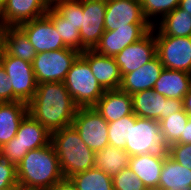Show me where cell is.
Wrapping results in <instances>:
<instances>
[{"label":"cell","mask_w":191,"mask_h":190,"mask_svg":"<svg viewBox=\"0 0 191 190\" xmlns=\"http://www.w3.org/2000/svg\"><path fill=\"white\" fill-rule=\"evenodd\" d=\"M78 107L63 82H43L28 103V113L50 133L72 125Z\"/></svg>","instance_id":"cell-1"},{"label":"cell","mask_w":191,"mask_h":190,"mask_svg":"<svg viewBox=\"0 0 191 190\" xmlns=\"http://www.w3.org/2000/svg\"><path fill=\"white\" fill-rule=\"evenodd\" d=\"M16 169L18 184L34 190H49L64 178L51 142L30 150Z\"/></svg>","instance_id":"cell-2"},{"label":"cell","mask_w":191,"mask_h":190,"mask_svg":"<svg viewBox=\"0 0 191 190\" xmlns=\"http://www.w3.org/2000/svg\"><path fill=\"white\" fill-rule=\"evenodd\" d=\"M64 178L94 167V154L71 125L51 133Z\"/></svg>","instance_id":"cell-3"},{"label":"cell","mask_w":191,"mask_h":190,"mask_svg":"<svg viewBox=\"0 0 191 190\" xmlns=\"http://www.w3.org/2000/svg\"><path fill=\"white\" fill-rule=\"evenodd\" d=\"M63 83L78 108L94 107L105 91L81 55L73 62Z\"/></svg>","instance_id":"cell-4"},{"label":"cell","mask_w":191,"mask_h":190,"mask_svg":"<svg viewBox=\"0 0 191 190\" xmlns=\"http://www.w3.org/2000/svg\"><path fill=\"white\" fill-rule=\"evenodd\" d=\"M169 145L160 129V123L154 119L137 117L130 123L129 139L125 151L130 156L156 153L168 154Z\"/></svg>","instance_id":"cell-5"},{"label":"cell","mask_w":191,"mask_h":190,"mask_svg":"<svg viewBox=\"0 0 191 190\" xmlns=\"http://www.w3.org/2000/svg\"><path fill=\"white\" fill-rule=\"evenodd\" d=\"M80 53L78 50L69 47L37 53V56L32 61L37 84L63 82Z\"/></svg>","instance_id":"cell-6"},{"label":"cell","mask_w":191,"mask_h":190,"mask_svg":"<svg viewBox=\"0 0 191 190\" xmlns=\"http://www.w3.org/2000/svg\"><path fill=\"white\" fill-rule=\"evenodd\" d=\"M156 54L163 67L191 74V37L162 35L157 31Z\"/></svg>","instance_id":"cell-7"},{"label":"cell","mask_w":191,"mask_h":190,"mask_svg":"<svg viewBox=\"0 0 191 190\" xmlns=\"http://www.w3.org/2000/svg\"><path fill=\"white\" fill-rule=\"evenodd\" d=\"M108 122L93 108H78L72 126L94 152L109 145Z\"/></svg>","instance_id":"cell-8"},{"label":"cell","mask_w":191,"mask_h":190,"mask_svg":"<svg viewBox=\"0 0 191 190\" xmlns=\"http://www.w3.org/2000/svg\"><path fill=\"white\" fill-rule=\"evenodd\" d=\"M2 66L9 77L10 87L13 89L14 101L28 104L34 97L37 82L32 68V63L18 57L8 55L5 51L2 56Z\"/></svg>","instance_id":"cell-9"},{"label":"cell","mask_w":191,"mask_h":190,"mask_svg":"<svg viewBox=\"0 0 191 190\" xmlns=\"http://www.w3.org/2000/svg\"><path fill=\"white\" fill-rule=\"evenodd\" d=\"M132 96L133 113L137 117L154 119L158 122L184 109L183 100L166 98L154 89L143 90Z\"/></svg>","instance_id":"cell-10"},{"label":"cell","mask_w":191,"mask_h":190,"mask_svg":"<svg viewBox=\"0 0 191 190\" xmlns=\"http://www.w3.org/2000/svg\"><path fill=\"white\" fill-rule=\"evenodd\" d=\"M152 27L145 19L140 0H106L104 28Z\"/></svg>","instance_id":"cell-11"},{"label":"cell","mask_w":191,"mask_h":190,"mask_svg":"<svg viewBox=\"0 0 191 190\" xmlns=\"http://www.w3.org/2000/svg\"><path fill=\"white\" fill-rule=\"evenodd\" d=\"M81 14V52L94 50L103 35L106 0H82Z\"/></svg>","instance_id":"cell-12"},{"label":"cell","mask_w":191,"mask_h":190,"mask_svg":"<svg viewBox=\"0 0 191 190\" xmlns=\"http://www.w3.org/2000/svg\"><path fill=\"white\" fill-rule=\"evenodd\" d=\"M154 31H156L155 26H152V29L139 41L126 46L114 56L122 77L138 70L157 56Z\"/></svg>","instance_id":"cell-13"},{"label":"cell","mask_w":191,"mask_h":190,"mask_svg":"<svg viewBox=\"0 0 191 190\" xmlns=\"http://www.w3.org/2000/svg\"><path fill=\"white\" fill-rule=\"evenodd\" d=\"M50 5L48 0H5L0 7V28L43 17Z\"/></svg>","instance_id":"cell-14"},{"label":"cell","mask_w":191,"mask_h":190,"mask_svg":"<svg viewBox=\"0 0 191 190\" xmlns=\"http://www.w3.org/2000/svg\"><path fill=\"white\" fill-rule=\"evenodd\" d=\"M19 27L25 32L37 53L67 48L53 22L46 15L22 23Z\"/></svg>","instance_id":"cell-15"},{"label":"cell","mask_w":191,"mask_h":190,"mask_svg":"<svg viewBox=\"0 0 191 190\" xmlns=\"http://www.w3.org/2000/svg\"><path fill=\"white\" fill-rule=\"evenodd\" d=\"M80 55L88 62L94 77L104 90L120 88L122 76L114 57L98 54L95 50H85Z\"/></svg>","instance_id":"cell-16"},{"label":"cell","mask_w":191,"mask_h":190,"mask_svg":"<svg viewBox=\"0 0 191 190\" xmlns=\"http://www.w3.org/2000/svg\"><path fill=\"white\" fill-rule=\"evenodd\" d=\"M151 29L152 27H122L114 31H104L94 50L98 54L114 57L126 46L139 41Z\"/></svg>","instance_id":"cell-17"},{"label":"cell","mask_w":191,"mask_h":190,"mask_svg":"<svg viewBox=\"0 0 191 190\" xmlns=\"http://www.w3.org/2000/svg\"><path fill=\"white\" fill-rule=\"evenodd\" d=\"M163 69L161 61L156 56L138 70L125 74L122 77L119 89L130 95L143 90L153 89Z\"/></svg>","instance_id":"cell-18"},{"label":"cell","mask_w":191,"mask_h":190,"mask_svg":"<svg viewBox=\"0 0 191 190\" xmlns=\"http://www.w3.org/2000/svg\"><path fill=\"white\" fill-rule=\"evenodd\" d=\"M108 123L133 113L132 96L117 90H105L93 107Z\"/></svg>","instance_id":"cell-19"},{"label":"cell","mask_w":191,"mask_h":190,"mask_svg":"<svg viewBox=\"0 0 191 190\" xmlns=\"http://www.w3.org/2000/svg\"><path fill=\"white\" fill-rule=\"evenodd\" d=\"M15 137L21 145V160L30 150L51 142V133L29 113L22 119Z\"/></svg>","instance_id":"cell-20"},{"label":"cell","mask_w":191,"mask_h":190,"mask_svg":"<svg viewBox=\"0 0 191 190\" xmlns=\"http://www.w3.org/2000/svg\"><path fill=\"white\" fill-rule=\"evenodd\" d=\"M165 157L166 155L156 153L130 156L129 168L143 182L146 188L158 189Z\"/></svg>","instance_id":"cell-21"},{"label":"cell","mask_w":191,"mask_h":190,"mask_svg":"<svg viewBox=\"0 0 191 190\" xmlns=\"http://www.w3.org/2000/svg\"><path fill=\"white\" fill-rule=\"evenodd\" d=\"M28 114V104L21 101L0 103V147L12 140L22 119Z\"/></svg>","instance_id":"cell-22"},{"label":"cell","mask_w":191,"mask_h":190,"mask_svg":"<svg viewBox=\"0 0 191 190\" xmlns=\"http://www.w3.org/2000/svg\"><path fill=\"white\" fill-rule=\"evenodd\" d=\"M191 87V74L184 71L163 69L155 82V93L166 98L183 100Z\"/></svg>","instance_id":"cell-23"},{"label":"cell","mask_w":191,"mask_h":190,"mask_svg":"<svg viewBox=\"0 0 191 190\" xmlns=\"http://www.w3.org/2000/svg\"><path fill=\"white\" fill-rule=\"evenodd\" d=\"M0 34L4 42V51L13 57L32 63L37 56L34 46L27 35L19 26L0 28Z\"/></svg>","instance_id":"cell-24"},{"label":"cell","mask_w":191,"mask_h":190,"mask_svg":"<svg viewBox=\"0 0 191 190\" xmlns=\"http://www.w3.org/2000/svg\"><path fill=\"white\" fill-rule=\"evenodd\" d=\"M159 190H191V170L183 167L168 154L164 158Z\"/></svg>","instance_id":"cell-25"},{"label":"cell","mask_w":191,"mask_h":190,"mask_svg":"<svg viewBox=\"0 0 191 190\" xmlns=\"http://www.w3.org/2000/svg\"><path fill=\"white\" fill-rule=\"evenodd\" d=\"M130 155L123 149L108 145L94 154V167L113 177L129 166Z\"/></svg>","instance_id":"cell-26"},{"label":"cell","mask_w":191,"mask_h":190,"mask_svg":"<svg viewBox=\"0 0 191 190\" xmlns=\"http://www.w3.org/2000/svg\"><path fill=\"white\" fill-rule=\"evenodd\" d=\"M157 24L162 35L191 37V15L179 7L166 14Z\"/></svg>","instance_id":"cell-27"},{"label":"cell","mask_w":191,"mask_h":190,"mask_svg":"<svg viewBox=\"0 0 191 190\" xmlns=\"http://www.w3.org/2000/svg\"><path fill=\"white\" fill-rule=\"evenodd\" d=\"M77 190H114L112 177L98 168H90L69 177Z\"/></svg>","instance_id":"cell-28"},{"label":"cell","mask_w":191,"mask_h":190,"mask_svg":"<svg viewBox=\"0 0 191 190\" xmlns=\"http://www.w3.org/2000/svg\"><path fill=\"white\" fill-rule=\"evenodd\" d=\"M46 16L53 22L64 44L69 48L81 52L80 31L71 23L66 22V19H64L51 5L47 10Z\"/></svg>","instance_id":"cell-29"},{"label":"cell","mask_w":191,"mask_h":190,"mask_svg":"<svg viewBox=\"0 0 191 190\" xmlns=\"http://www.w3.org/2000/svg\"><path fill=\"white\" fill-rule=\"evenodd\" d=\"M188 120L189 115L183 109L159 121L160 129L164 134L168 145L176 143L181 138V134L183 133Z\"/></svg>","instance_id":"cell-30"},{"label":"cell","mask_w":191,"mask_h":190,"mask_svg":"<svg viewBox=\"0 0 191 190\" xmlns=\"http://www.w3.org/2000/svg\"><path fill=\"white\" fill-rule=\"evenodd\" d=\"M130 123H135L134 113L108 123L109 145L125 150L126 141L129 139Z\"/></svg>","instance_id":"cell-31"},{"label":"cell","mask_w":191,"mask_h":190,"mask_svg":"<svg viewBox=\"0 0 191 190\" xmlns=\"http://www.w3.org/2000/svg\"><path fill=\"white\" fill-rule=\"evenodd\" d=\"M51 6L78 30L81 29L82 0H55Z\"/></svg>","instance_id":"cell-32"},{"label":"cell","mask_w":191,"mask_h":190,"mask_svg":"<svg viewBox=\"0 0 191 190\" xmlns=\"http://www.w3.org/2000/svg\"><path fill=\"white\" fill-rule=\"evenodd\" d=\"M180 0H140L145 19L150 25L155 26L151 18L157 16L163 18L166 14L179 6ZM150 18V19H149Z\"/></svg>","instance_id":"cell-33"},{"label":"cell","mask_w":191,"mask_h":190,"mask_svg":"<svg viewBox=\"0 0 191 190\" xmlns=\"http://www.w3.org/2000/svg\"><path fill=\"white\" fill-rule=\"evenodd\" d=\"M114 190H142L143 182L129 168H124L112 177Z\"/></svg>","instance_id":"cell-34"},{"label":"cell","mask_w":191,"mask_h":190,"mask_svg":"<svg viewBox=\"0 0 191 190\" xmlns=\"http://www.w3.org/2000/svg\"><path fill=\"white\" fill-rule=\"evenodd\" d=\"M17 184L16 165L0 156V190H10Z\"/></svg>","instance_id":"cell-35"},{"label":"cell","mask_w":191,"mask_h":190,"mask_svg":"<svg viewBox=\"0 0 191 190\" xmlns=\"http://www.w3.org/2000/svg\"><path fill=\"white\" fill-rule=\"evenodd\" d=\"M168 155L183 167L191 170V144L173 143L169 145Z\"/></svg>","instance_id":"cell-36"},{"label":"cell","mask_w":191,"mask_h":190,"mask_svg":"<svg viewBox=\"0 0 191 190\" xmlns=\"http://www.w3.org/2000/svg\"><path fill=\"white\" fill-rule=\"evenodd\" d=\"M0 156L16 166L21 161V145L16 137L0 147Z\"/></svg>","instance_id":"cell-37"},{"label":"cell","mask_w":191,"mask_h":190,"mask_svg":"<svg viewBox=\"0 0 191 190\" xmlns=\"http://www.w3.org/2000/svg\"><path fill=\"white\" fill-rule=\"evenodd\" d=\"M9 77L6 74L5 68L0 65V103L14 102V93L10 87Z\"/></svg>","instance_id":"cell-38"},{"label":"cell","mask_w":191,"mask_h":190,"mask_svg":"<svg viewBox=\"0 0 191 190\" xmlns=\"http://www.w3.org/2000/svg\"><path fill=\"white\" fill-rule=\"evenodd\" d=\"M49 190H77V188L69 178H63Z\"/></svg>","instance_id":"cell-39"},{"label":"cell","mask_w":191,"mask_h":190,"mask_svg":"<svg viewBox=\"0 0 191 190\" xmlns=\"http://www.w3.org/2000/svg\"><path fill=\"white\" fill-rule=\"evenodd\" d=\"M176 143L191 144V116H189V120L181 134V138Z\"/></svg>","instance_id":"cell-40"},{"label":"cell","mask_w":191,"mask_h":190,"mask_svg":"<svg viewBox=\"0 0 191 190\" xmlns=\"http://www.w3.org/2000/svg\"><path fill=\"white\" fill-rule=\"evenodd\" d=\"M183 106L185 112L191 116V87L188 91V93L183 98Z\"/></svg>","instance_id":"cell-41"},{"label":"cell","mask_w":191,"mask_h":190,"mask_svg":"<svg viewBox=\"0 0 191 190\" xmlns=\"http://www.w3.org/2000/svg\"><path fill=\"white\" fill-rule=\"evenodd\" d=\"M178 7L191 15V0H180Z\"/></svg>","instance_id":"cell-42"},{"label":"cell","mask_w":191,"mask_h":190,"mask_svg":"<svg viewBox=\"0 0 191 190\" xmlns=\"http://www.w3.org/2000/svg\"><path fill=\"white\" fill-rule=\"evenodd\" d=\"M4 54V42L0 34V65L2 64V56Z\"/></svg>","instance_id":"cell-43"},{"label":"cell","mask_w":191,"mask_h":190,"mask_svg":"<svg viewBox=\"0 0 191 190\" xmlns=\"http://www.w3.org/2000/svg\"><path fill=\"white\" fill-rule=\"evenodd\" d=\"M10 190H34V189L17 184L16 186H13Z\"/></svg>","instance_id":"cell-44"},{"label":"cell","mask_w":191,"mask_h":190,"mask_svg":"<svg viewBox=\"0 0 191 190\" xmlns=\"http://www.w3.org/2000/svg\"><path fill=\"white\" fill-rule=\"evenodd\" d=\"M142 190H159V189H156V188H144V189H142Z\"/></svg>","instance_id":"cell-45"},{"label":"cell","mask_w":191,"mask_h":190,"mask_svg":"<svg viewBox=\"0 0 191 190\" xmlns=\"http://www.w3.org/2000/svg\"><path fill=\"white\" fill-rule=\"evenodd\" d=\"M5 2V0H0V7Z\"/></svg>","instance_id":"cell-46"}]
</instances>
